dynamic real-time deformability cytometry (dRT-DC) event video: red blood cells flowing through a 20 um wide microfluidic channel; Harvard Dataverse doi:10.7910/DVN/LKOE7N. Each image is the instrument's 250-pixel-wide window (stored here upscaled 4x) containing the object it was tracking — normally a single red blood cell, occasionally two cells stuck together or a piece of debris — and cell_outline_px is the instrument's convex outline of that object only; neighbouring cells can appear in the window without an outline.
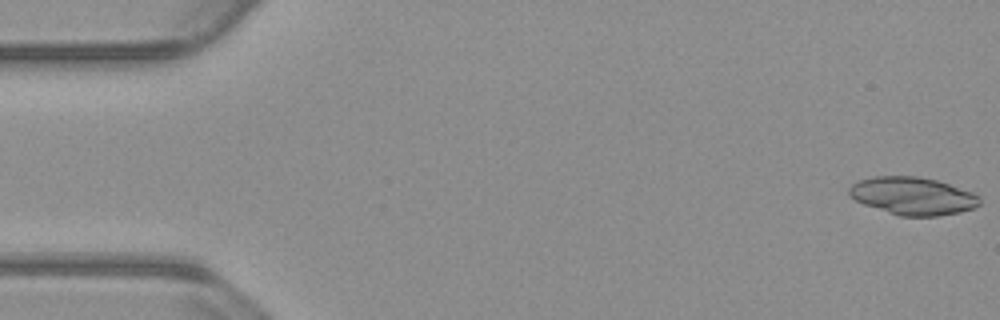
{"species": "common noctule bat (a hibernating species)", "species_latin": "Nyctalus noctula", "temperature_condition": "warm", "stored_images_in_passage": 54, "segment_of_instrument_passage": [1, 2], "camera_frame_rate_fps": 3000, "um_per_image_px": 0.085, "animal": {"sex": "male", "body_mass_g": 23.1, "forearm_length_mm": 52.7}, "frame": {"image": 1, "passage_image": 1, "time_ms": 0.0, "image_size_px": [1000, 320], "cell_outline_px": [[980, 204], [972, 208], [960, 212], [940, 216], [900, 216], [864, 204], [848, 196], [848, 188], [856, 180], [872, 176], [916, 176], [936, 180], [972, 192], [980, 196]], "centroid_in_image_um": [77.55, 16.65], "position_along_channel_um": 7.5, "area_um2": 28.73}}